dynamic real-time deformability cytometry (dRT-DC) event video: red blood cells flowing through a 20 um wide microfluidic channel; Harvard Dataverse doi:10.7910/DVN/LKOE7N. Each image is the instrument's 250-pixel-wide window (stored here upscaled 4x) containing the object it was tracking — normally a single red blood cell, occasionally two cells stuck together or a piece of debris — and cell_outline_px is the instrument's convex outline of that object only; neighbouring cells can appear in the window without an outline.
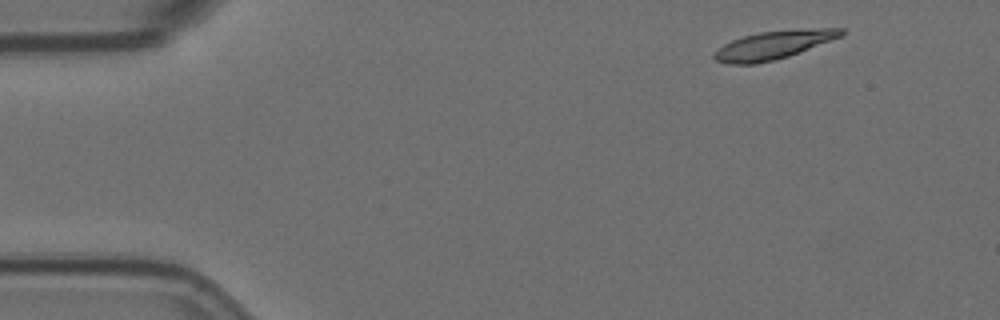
{"species": "Egyptian fruit bat (a non-hibernating species)", "species_latin": "Rousettus aegyptiacus", "temperature_condition": "room temperature", "stored_images_in_passage": 40, "camera_frame_rate_fps": 3000, "um_per_image_px": 0.085, "animal": {"sex": "female"}, "frame": {"image": 1, "passage_image": 1, "time_ms": 0.0, "image_size_px": [1000, 320], "cell_outline_px": [[844, 32], [840, 36], [788, 56], [756, 64], [728, 64], [716, 60], [712, 56], [724, 44], [732, 40], [744, 36], [760, 32], [820, 28], [844, 28]], "centroid_in_image_um": [65.7, 3.83], "position_along_channel_um": 19.3, "area_um2": 20.29}}
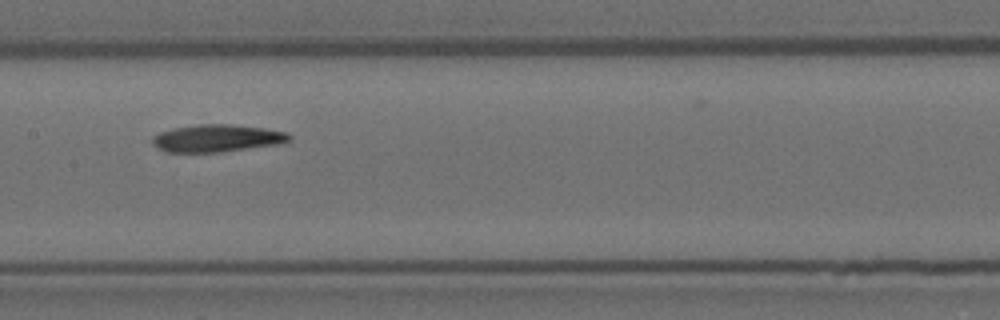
{"frame": {"image": 2, "passage_image": 23, "time_ms": 7.333, "image_size_px": [1000, 320], "cell_outline_px": [[292, 140], [280, 144], [220, 152], [168, 152], [156, 148], [152, 144], [152, 136], [160, 132], [172, 128], [200, 124], [228, 124], [264, 128], [288, 132], [292, 136]], "centroid_in_image_um": [18.45, 11.75], "position_along_channel_um": 188.9, "area_um2": 22.02}}
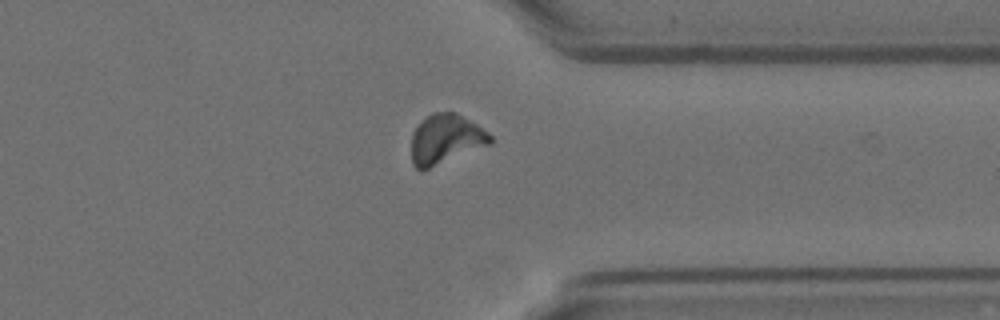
{"frame": {"image": 3, "passage_image": 39, "time_ms": 12.667, "image_size_px": [1000, 320], "cell_outline_px": [[492, 144], [420, 172], [412, 164], [412, 132], [432, 112], [456, 112], [476, 124], [488, 132], [492, 136]], "centroid_in_image_um": [37.89, 11.85], "position_along_channel_um": 373.5, "area_um2": 22.83}}